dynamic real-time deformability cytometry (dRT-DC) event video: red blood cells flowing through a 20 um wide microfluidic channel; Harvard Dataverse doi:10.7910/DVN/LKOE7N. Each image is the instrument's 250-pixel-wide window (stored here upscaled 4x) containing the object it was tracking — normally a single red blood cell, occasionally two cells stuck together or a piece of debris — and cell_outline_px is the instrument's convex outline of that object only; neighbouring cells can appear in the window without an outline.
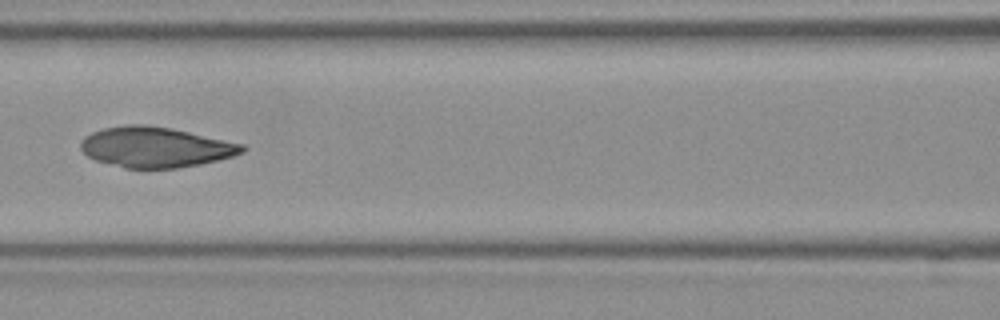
{"species": "Egyptian fruit bat (a non-hibernating species)", "species_latin": "Rousettus aegyptiacus", "temperature_condition": "room temperature", "stored_images_in_passage": 6, "camera_frame_rate_fps": 3000, "um_per_image_px": 0.085, "frame": {"image": 1, "passage_image": 6, "time_ms": 1.667, "image_size_px": [1000, 320], "cell_outline_px": [[248, 148], [244, 152], [232, 156], [200, 164], [176, 168], [124, 168], [96, 160], [88, 156], [80, 148], [80, 140], [84, 136], [92, 132], [104, 128], [128, 124], [144, 124], [172, 128], [244, 144]], "centroid_in_image_um": [13.21, 12.5], "position_along_channel_um": 153.4, "area_um2": 38.03}}